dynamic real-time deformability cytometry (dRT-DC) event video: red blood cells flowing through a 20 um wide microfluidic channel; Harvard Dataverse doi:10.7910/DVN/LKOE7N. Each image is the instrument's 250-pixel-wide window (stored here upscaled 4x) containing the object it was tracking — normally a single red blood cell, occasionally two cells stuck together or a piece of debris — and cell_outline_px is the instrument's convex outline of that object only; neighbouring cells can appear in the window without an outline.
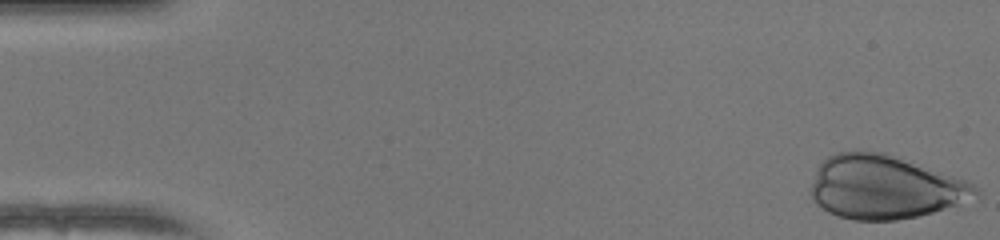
{"species": "human", "species_latin": "Homo sapiens", "temperature_condition": "warm", "stored_images_in_passage": 16, "camera_frame_rate_fps": 3000, "um_per_image_px": 0.085, "donor": {"sex": "female"}, "frame": {"image": 1, "passage_image": 1, "time_ms": 0.0, "image_size_px": [1000, 240], "cell_outline_px": [[980, 192], [956, 204], [932, 212], [916, 216], [896, 220], [852, 220], [836, 216], [820, 208], [812, 200], [812, 184], [816, 172], [820, 164], [828, 156], [836, 152], [884, 152], [968, 180], [980, 188]], "centroid_in_image_um": [75.17, 15.91], "position_along_channel_um": 9.8, "area_um2": 60.52}}
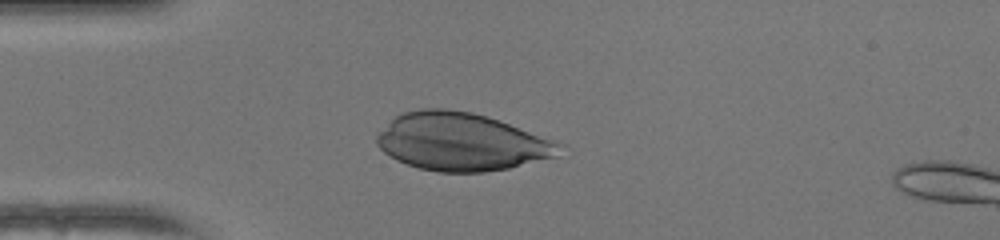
{"frame": {"image": 2, "passage_image": 13, "time_ms": 4.0, "image_size_px": [1000, 240], "cell_outline_px": [[568, 144], [556, 156], [508, 168], [484, 172], [440, 172], [420, 168], [396, 160], [384, 152], [376, 144], [376, 136], [400, 112], [420, 108], [448, 108], [472, 112]], "centroid_in_image_um": [39.23, 12.05], "position_along_channel_um": 45.8, "area_um2": 61.33}}